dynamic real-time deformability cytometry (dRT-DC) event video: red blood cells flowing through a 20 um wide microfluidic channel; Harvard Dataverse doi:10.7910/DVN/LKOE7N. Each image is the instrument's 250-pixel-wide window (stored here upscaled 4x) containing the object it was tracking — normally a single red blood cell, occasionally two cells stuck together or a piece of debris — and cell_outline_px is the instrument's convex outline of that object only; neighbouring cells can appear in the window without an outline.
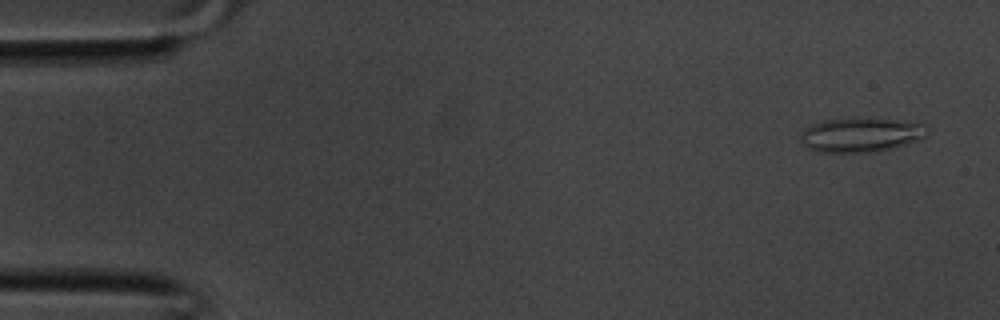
{"species": "common noctule bat (a hibernating species)", "species_latin": "Nyctalus noctula", "temperature_condition": "room temperature", "stored_images_in_passage": 36, "camera_frame_rate_fps": 3000, "um_per_image_px": 0.085, "animal": {"sex": "male", "body_mass_g": 20.1, "forearm_length_mm": 53.5}, "frame": {"image": 1, "passage_image": 2, "time_ms": 0.333, "image_size_px": [1000, 320], "cell_outline_px": [[928, 128], [924, 136], [920, 140], [876, 152], [820, 152], [808, 148], [800, 144], [800, 136], [812, 124], [824, 120], [856, 116], [916, 120], [924, 124]], "centroid_in_image_um": [73.23, 11.42], "position_along_channel_um": 11.8, "area_um2": 26.18}}
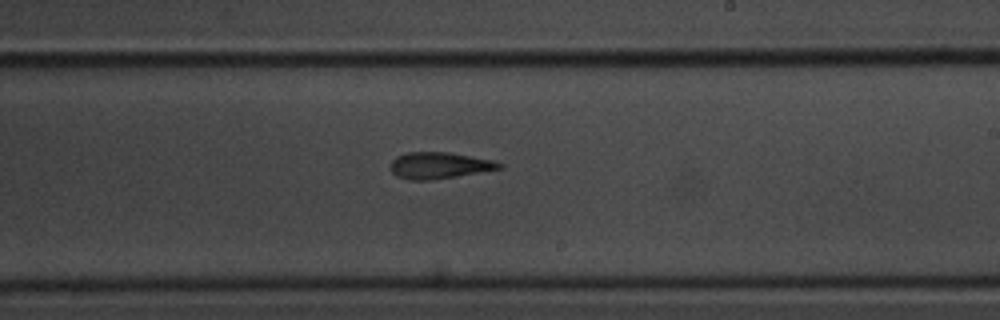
{"frame": {"image": 2, "passage_image": 21, "time_ms": 6.667, "image_size_px": [1000, 320], "cell_outline_px": [[504, 168], [456, 176], [428, 180], [408, 180], [396, 176], [388, 168], [388, 164], [396, 156], [408, 152], [448, 152], [496, 160], [504, 164]], "centroid_in_image_um": [37.32, 14.05], "position_along_channel_um": 251.7, "area_um2": 17.05}}
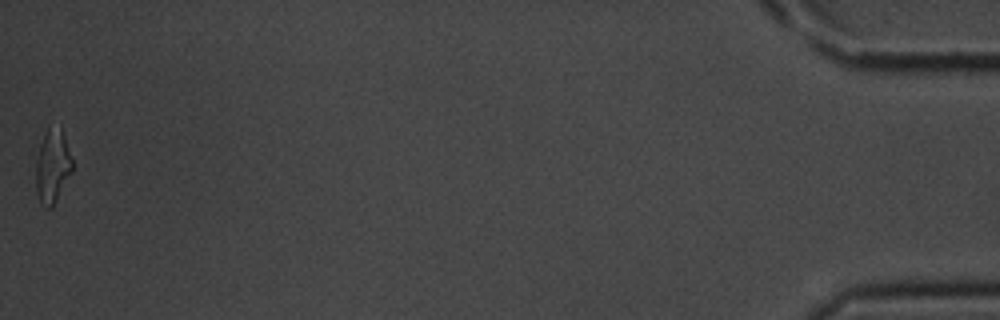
{"frame": {"image": 3, "passage_image": 36, "time_ms": 11.667, "image_size_px": [1000, 320], "cell_outline_px": [[72, 172], [52, 208], [44, 208], [40, 204], [36, 192], [36, 160], [40, 144], [48, 128], [60, 124], [72, 160]], "centroid_in_image_um": [4.46, 14.16], "position_along_channel_um": 430.7, "area_um2": 15.66}}